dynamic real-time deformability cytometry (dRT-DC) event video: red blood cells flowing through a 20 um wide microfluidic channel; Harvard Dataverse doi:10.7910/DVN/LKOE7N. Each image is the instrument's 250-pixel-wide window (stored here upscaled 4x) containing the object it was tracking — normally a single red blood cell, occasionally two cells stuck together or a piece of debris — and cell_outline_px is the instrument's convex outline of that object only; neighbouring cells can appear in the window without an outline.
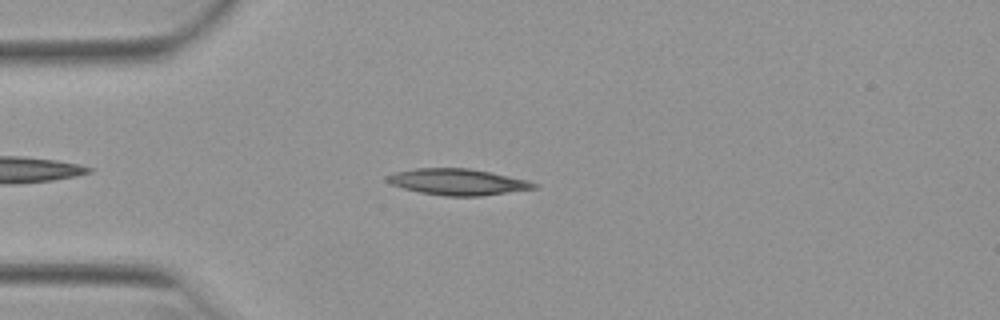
{"species": "Egyptian fruit bat (a non-hibernating species)", "species_latin": "Rousettus aegyptiacus", "temperature_condition": "warm", "stored_images_in_passage": 12, "camera_frame_rate_fps": 3000, "um_per_image_px": 0.085, "animal": {"sex": "female"}, "frame": {"image": 1, "passage_image": 4, "time_ms": 1.0, "image_size_px": [1000, 320], "cell_outline_px": [[540, 188], [480, 196], [444, 196], [420, 192], [404, 188], [392, 184], [384, 180], [384, 176], [396, 172], [416, 168], [468, 168], [528, 180], [540, 184]], "centroid_in_image_um": [38.93, 15.47], "position_along_channel_um": 46.1, "area_um2": 22.48}}
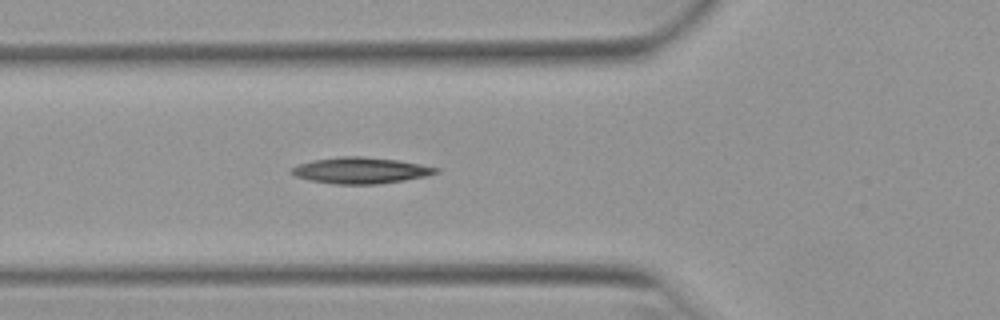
{"frame": {"image": 2, "passage_image": 9, "time_ms": 2.667, "image_size_px": [1000, 320], "cell_outline_px": [[440, 172], [428, 176], [380, 184], [332, 184], [308, 180], [296, 176], [288, 172], [292, 168], [300, 164], [312, 160], [340, 156], [360, 156], [396, 160], [420, 164], [440, 168]], "centroid_in_image_um": [30.66, 14.49], "position_along_channel_um": 95.1, "area_um2": 22.14}}
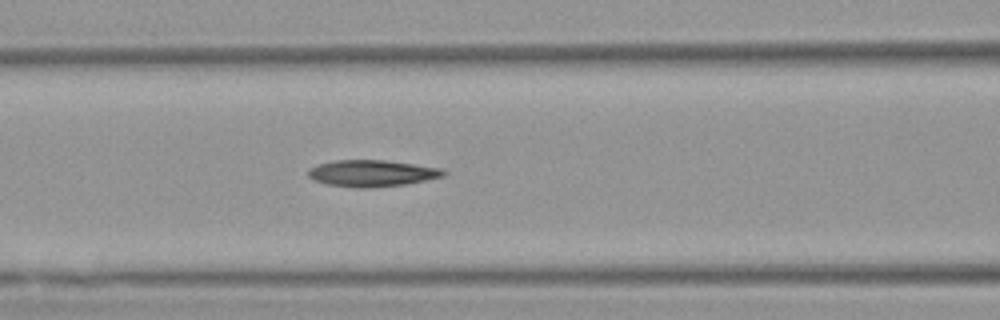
{"frame": {"image": 3, "passage_image": 12, "time_ms": 3.667, "image_size_px": [1000, 320], "cell_outline_px": [[448, 172], [444, 176], [404, 184], [368, 188], [356, 188], [328, 184], [312, 180], [308, 176], [308, 168], [316, 164], [336, 160], [384, 160], [444, 168]], "centroid_in_image_um": [31.6, 14.72], "position_along_channel_um": 135.0, "area_um2": 21.04}}